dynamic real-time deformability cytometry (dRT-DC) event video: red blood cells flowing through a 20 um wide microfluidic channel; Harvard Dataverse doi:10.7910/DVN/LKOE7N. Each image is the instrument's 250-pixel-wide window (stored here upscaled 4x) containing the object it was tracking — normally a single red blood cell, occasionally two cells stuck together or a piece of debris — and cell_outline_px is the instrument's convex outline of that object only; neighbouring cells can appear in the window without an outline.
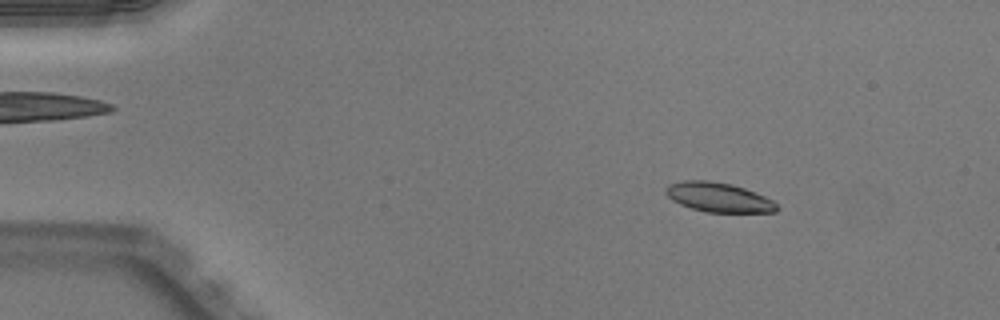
{"species": "Egyptian fruit bat (a non-hibernating species)", "species_latin": "Rousettus aegyptiacus", "temperature_condition": "warm", "stored_images_in_passage": 50, "camera_frame_rate_fps": 3000, "um_per_image_px": 0.085, "animal": {"sex": "male"}, "frame": {"image": 1, "passage_image": 7, "time_ms": 2.0, "image_size_px": [1000, 320], "cell_outline_px": [[780, 208], [776, 212], [704, 212], [680, 204], [672, 200], [664, 192], [664, 188], [668, 184], [684, 180], [708, 180], [732, 184], [756, 192], [772, 200]], "centroid_in_image_um": [61.06, 16.76], "position_along_channel_um": 23.9, "area_um2": 19.19}}
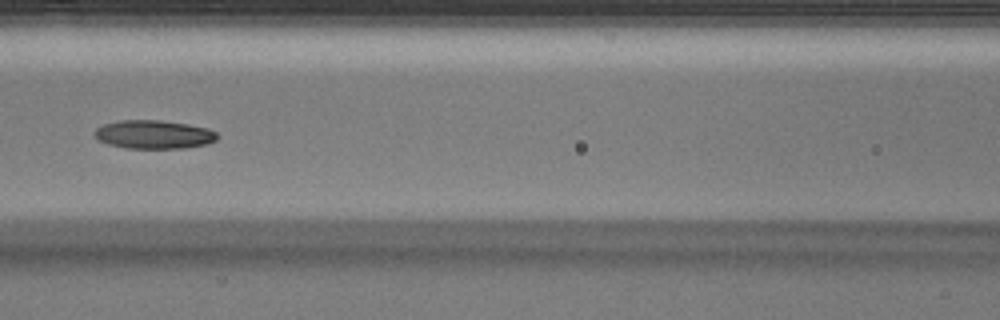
{"frame": {"image": 2, "passage_image": 23, "time_ms": 7.333, "image_size_px": [1000, 320], "cell_outline_px": [[220, 136], [216, 140], [208, 144], [184, 148], [124, 148], [108, 144], [100, 140], [92, 132], [96, 128], [104, 124], [120, 120], [160, 120], [188, 124], [208, 128], [216, 132]], "centroid_in_image_um": [13.1, 11.43], "position_along_channel_um": 153.5, "area_um2": 20.52}}
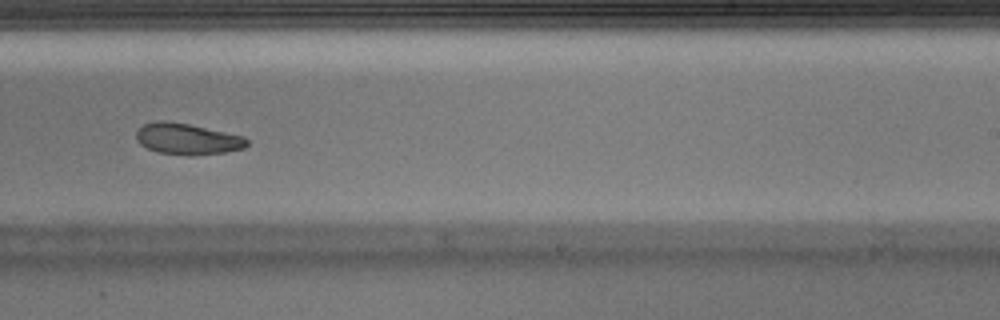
{"frame": {"image": 3, "passage_image": 32, "time_ms": 10.333, "image_size_px": [1000, 320], "cell_outline_px": [[248, 144], [244, 148], [224, 152], [192, 156], [188, 156], [156, 152], [140, 144], [136, 140], [136, 132], [144, 124], [156, 120], [164, 120], [188, 124], [244, 136], [248, 140]], "centroid_in_image_um": [15.9, 11.82], "position_along_channel_um": 273.1, "area_um2": 20.17}, "authors_computed_cell_mechanics": {"area_um2": 20.5768, "velocity_mm_per_s": 3.9877, "shape_relaxation_time_tau1_ms": 4.8343, "shape_relaxation_time_tau2_ms": 4.9073, "deformation_change_tau1": 0.1578, "deformation_change_tau2": 0.1113}}